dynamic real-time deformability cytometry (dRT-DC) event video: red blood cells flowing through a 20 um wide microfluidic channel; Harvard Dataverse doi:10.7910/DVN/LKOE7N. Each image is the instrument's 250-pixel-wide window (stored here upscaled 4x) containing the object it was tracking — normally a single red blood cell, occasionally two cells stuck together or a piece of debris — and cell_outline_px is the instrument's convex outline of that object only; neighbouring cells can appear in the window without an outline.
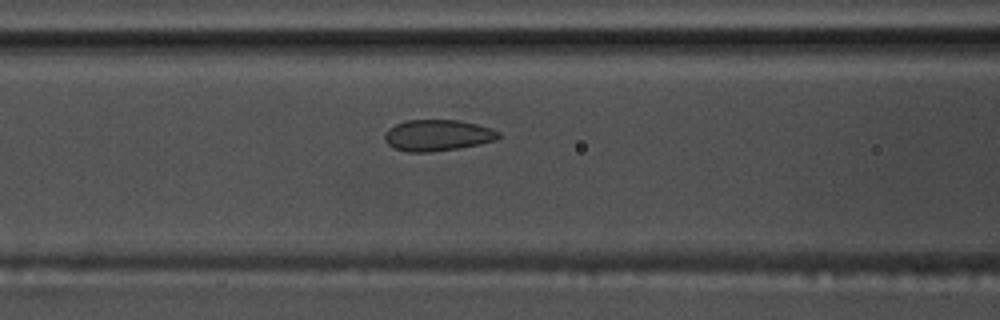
{"species": "common noctule bat (a hibernating species)", "species_latin": "Nyctalus noctula", "temperature_condition": "warm", "stored_images_in_passage": 56, "camera_frame_rate_fps": 3000, "um_per_image_px": 0.085, "animal": {"sex": "male", "body_mass_g": 17.5, "forearm_length_mm": 52.3}, "frame": {"image": 1, "passage_image": 23, "time_ms": 7.333, "image_size_px": [1000, 320], "cell_outline_px": [[500, 136], [496, 140], [456, 148], [428, 152], [408, 152], [396, 148], [388, 144], [384, 140], [384, 132], [388, 128], [404, 120], [460, 120], [476, 124], [500, 132]], "centroid_in_image_um": [37.14, 11.49], "position_along_channel_um": 129.5, "area_um2": 20.52}}
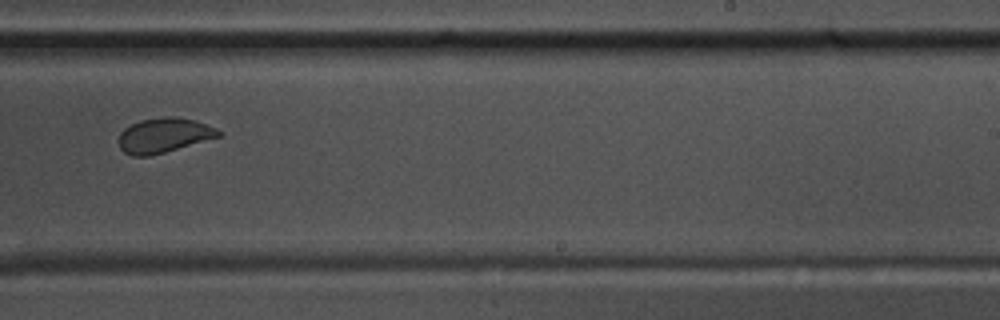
{"frame": {"image": 2, "passage_image": 35, "time_ms": 11.333, "image_size_px": [1000, 320], "cell_outline_px": [[224, 136], [164, 152], [148, 156], [132, 156], [124, 152], [120, 148], [120, 132], [124, 128], [140, 120], [164, 116], [176, 116], [196, 120], [216, 128], [224, 132]], "centroid_in_image_um": [13.99, 11.49], "position_along_channel_um": 275.0, "area_um2": 20.4}}
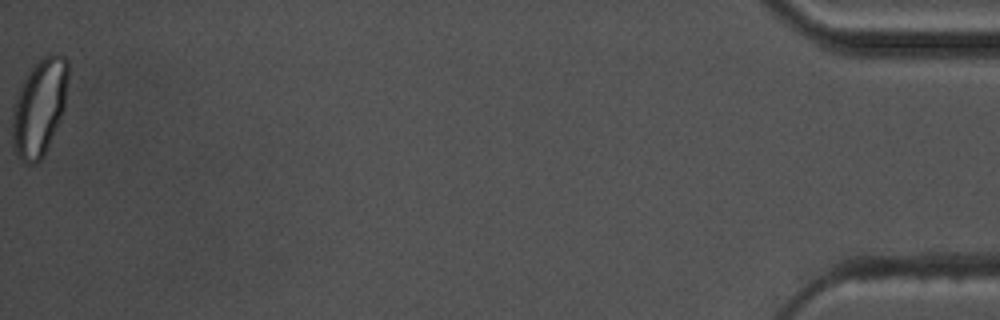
{"frame": {"image": 3, "passage_image": 56, "time_ms": 18.333, "image_size_px": [1000, 320], "cell_outline_px": [[68, 80], [64, 108], [60, 120], [44, 156], [36, 164], [24, 164], [20, 160], [12, 148], [12, 112], [16, 96], [32, 64], [48, 52], [56, 52], [64, 56], [68, 60]], "centroid_in_image_um": [3.35, 9.11], "position_along_channel_um": 431.9, "area_um2": 32.25}, "authors_computed_cell_mechanics": {"area_um2": 22.4264, "velocity_mm_per_s": 3.6523, "shape_relaxation_time_tau1_ms": 6.549, "shape_relaxation_time_tau2_ms": null, "deformation_change_tau1": 0.1358, "deformation_change_tau2": null}}